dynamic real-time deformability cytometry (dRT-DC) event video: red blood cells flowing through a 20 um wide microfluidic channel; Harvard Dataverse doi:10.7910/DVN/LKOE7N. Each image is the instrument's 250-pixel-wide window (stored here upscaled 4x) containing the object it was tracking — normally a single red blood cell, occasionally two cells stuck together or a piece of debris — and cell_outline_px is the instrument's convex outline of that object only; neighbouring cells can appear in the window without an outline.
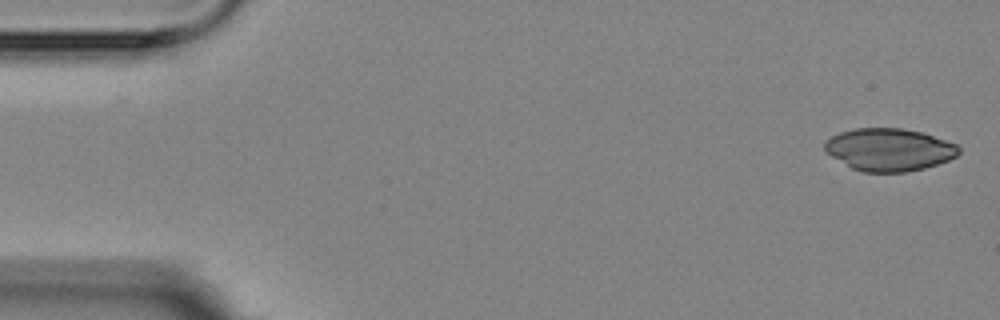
{"species": "Egyptian fruit bat (a non-hibernating species)", "species_latin": "Rousettus aegyptiacus", "temperature_condition": "room temperature", "stored_images_in_passage": 2, "camera_frame_rate_fps": 3000, "um_per_image_px": 0.085, "animal": {"sex": "female"}, "frame": {"image": 1, "passage_image": 2, "time_ms": 1.0, "image_size_px": [1000, 320], "cell_outline_px": [[960, 152], [956, 156], [948, 160], [924, 168], [904, 172], [864, 172], [852, 168], [832, 156], [824, 148], [824, 140], [840, 132], [856, 128], [900, 128], [920, 132], [956, 144], [960, 148]], "centroid_in_image_um": [75.56, 12.71], "position_along_channel_um": 9.4, "area_um2": 32.89}}